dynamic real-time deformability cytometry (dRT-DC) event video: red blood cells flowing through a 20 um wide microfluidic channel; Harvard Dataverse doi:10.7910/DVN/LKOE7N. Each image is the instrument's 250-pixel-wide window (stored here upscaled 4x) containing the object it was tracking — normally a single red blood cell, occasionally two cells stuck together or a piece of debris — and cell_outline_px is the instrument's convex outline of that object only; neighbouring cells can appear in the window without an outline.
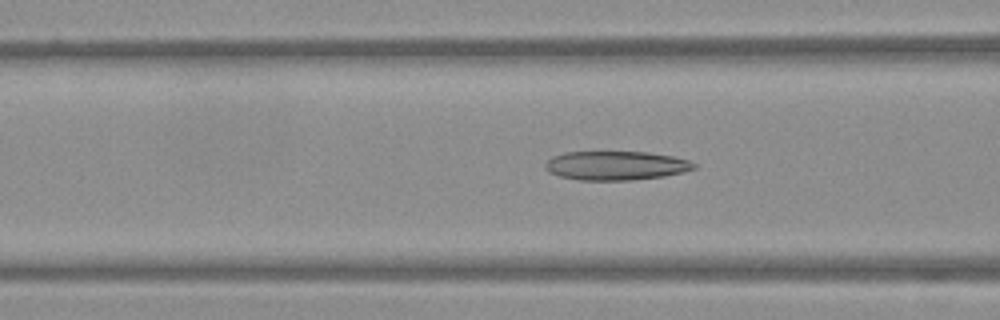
{"species": "Egyptian fruit bat (a non-hibernating species)", "species_latin": "Rousettus aegyptiacus", "temperature_condition": "warm", "stored_images_in_passage": 52, "camera_frame_rate_fps": 3000, "um_per_image_px": 0.085, "frame": {"image": 1, "passage_image": 21, "time_ms": 6.667, "image_size_px": [1000, 320], "cell_outline_px": [[696, 168], [684, 172], [664, 176], [632, 180], [580, 180], [560, 176], [548, 172], [544, 168], [544, 164], [552, 156], [564, 152], [648, 152], [672, 156], [688, 160], [696, 164]], "centroid_in_image_um": [52.34, 14.07], "position_along_channel_um": 114.3, "area_um2": 25.2}}
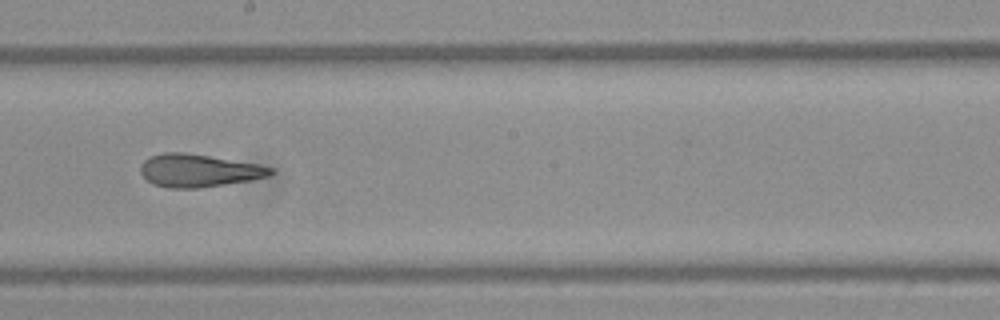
{"frame": {"image": 2, "passage_image": 30, "time_ms": 9.667, "image_size_px": [1000, 320], "cell_outline_px": [[276, 172], [268, 176], [248, 180], [224, 184], [196, 188], [168, 188], [152, 184], [140, 172], [140, 164], [144, 160], [152, 156], [164, 152], [184, 152], [256, 164], [276, 168]], "centroid_in_image_um": [16.87, 14.5], "position_along_channel_um": 231.3, "area_um2": 24.62}}
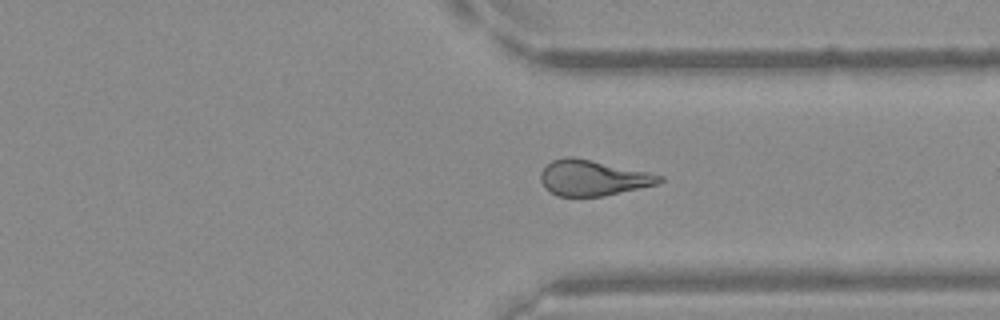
{"frame": {"image": 3, "passage_image": 40, "time_ms": 13.0, "image_size_px": [1000, 320], "cell_outline_px": [[664, 180], [656, 184], [600, 196], [556, 196], [544, 188], [540, 180], [540, 172], [552, 160], [564, 156], [572, 156], [648, 172], [664, 176]], "centroid_in_image_um": [50.34, 15.11], "position_along_channel_um": 361.1, "area_um2": 24.39}}